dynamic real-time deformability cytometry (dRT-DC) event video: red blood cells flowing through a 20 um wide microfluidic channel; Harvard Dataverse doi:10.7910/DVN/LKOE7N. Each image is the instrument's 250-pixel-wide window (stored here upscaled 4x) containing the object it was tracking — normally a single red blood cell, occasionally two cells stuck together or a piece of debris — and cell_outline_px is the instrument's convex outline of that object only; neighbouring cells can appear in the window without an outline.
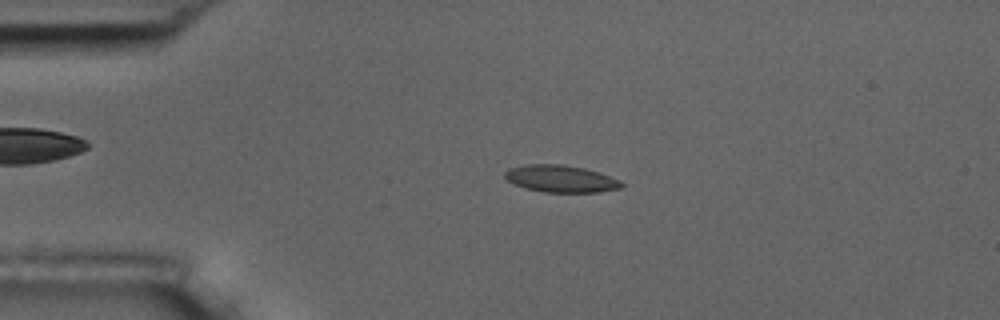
{"species": "common noctule bat (a hibernating species)", "species_latin": "Nyctalus noctula", "temperature_condition": "room temperature", "stored_images_in_passage": 4, "camera_frame_rate_fps": 3000, "um_per_image_px": 0.085, "animal": {"sex": "male", "body_mass_g": 17.5, "forearm_length_mm": 52.3}, "frame": {"image": 1, "passage_image": 3, "time_ms": 2.333, "image_size_px": [1000, 320], "cell_outline_px": [[624, 184], [620, 188], [600, 192], [544, 192], [524, 188], [512, 184], [504, 176], [504, 172], [508, 168], [524, 164], [564, 164], [584, 168], [600, 172], [620, 180]], "centroid_in_image_um": [47.64, 15.18], "position_along_channel_um": 37.4, "area_um2": 18.67}}